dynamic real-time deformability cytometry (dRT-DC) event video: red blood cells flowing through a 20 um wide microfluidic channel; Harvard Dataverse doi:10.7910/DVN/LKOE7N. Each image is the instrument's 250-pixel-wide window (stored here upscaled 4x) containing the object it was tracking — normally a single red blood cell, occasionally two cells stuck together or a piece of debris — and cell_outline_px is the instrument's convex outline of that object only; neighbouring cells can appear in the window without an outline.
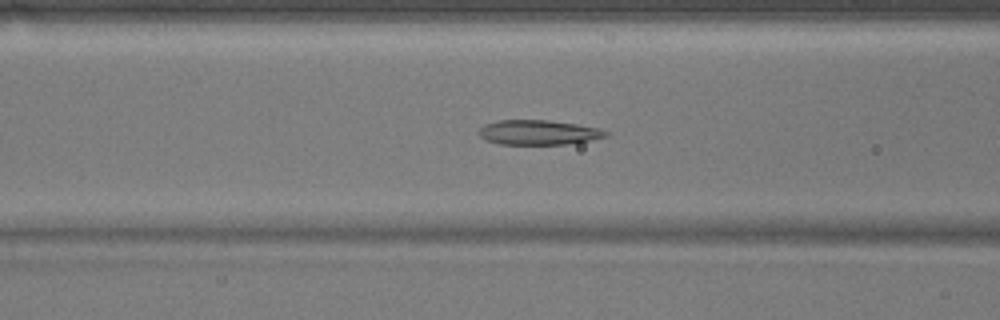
{"species": "common noctule bat (a hibernating species)", "species_latin": "Nyctalus noctula", "temperature_condition": "warm", "stored_images_in_passage": 30, "camera_frame_rate_fps": 3000, "um_per_image_px": 0.085, "animal": {"sex": "male", "body_mass_g": 17.9}, "frame": {"image": 1, "passage_image": 21, "time_ms": 6.667, "image_size_px": [1000, 320], "cell_outline_px": [[608, 136], [592, 140], [564, 144], [500, 144], [484, 140], [480, 136], [480, 128], [484, 124], [496, 120], [548, 120], [576, 124], [600, 128], [608, 132]], "centroid_in_image_um": [45.77, 11.25], "position_along_channel_um": 120.8, "area_um2": 18.32}}
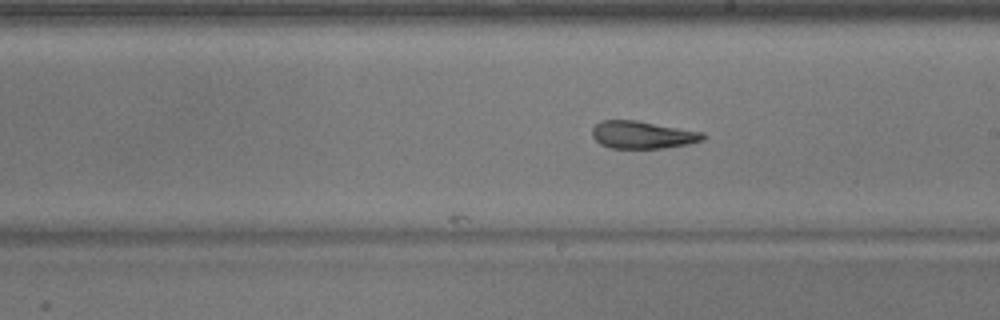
{"frame": {"image": 2, "passage_image": 30, "time_ms": 9.667, "image_size_px": [1000, 320], "cell_outline_px": [[708, 136], [704, 140], [688, 144], [664, 148], [608, 148], [600, 144], [592, 136], [592, 128], [600, 120], [636, 120], [704, 132]], "centroid_in_image_um": [54.63, 11.46], "position_along_channel_um": 234.4, "area_um2": 17.98}}